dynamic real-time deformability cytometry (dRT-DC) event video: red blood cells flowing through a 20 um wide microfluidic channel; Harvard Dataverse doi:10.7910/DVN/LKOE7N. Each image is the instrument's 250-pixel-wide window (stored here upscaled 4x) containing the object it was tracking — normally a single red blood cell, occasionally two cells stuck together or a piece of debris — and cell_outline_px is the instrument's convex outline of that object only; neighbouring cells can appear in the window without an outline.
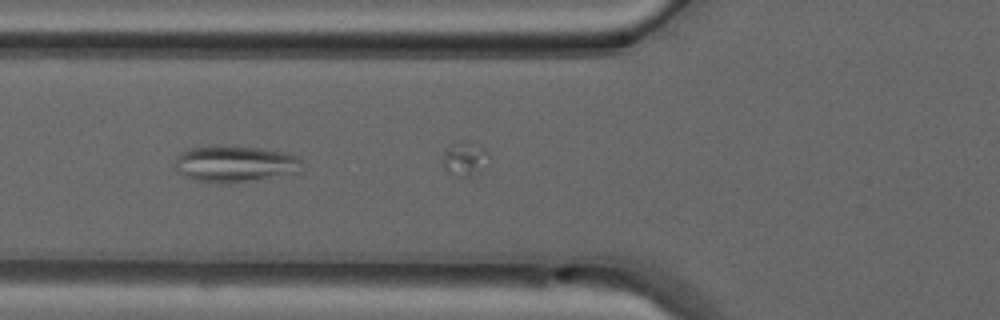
{"species": "common noctule bat (a hibernating species)", "species_latin": "Nyctalus noctula", "temperature_condition": "warm", "stored_images_in_passage": 3, "camera_frame_rate_fps": 3000, "um_per_image_px": 0.085, "animal": {"sex": "male", "forearm_length_mm": 52.5}, "frame": {"image": 1, "passage_image": 2, "time_ms": 0.333, "image_size_px": [1000, 320], "cell_outline_px": [[300, 172], [228, 184], [220, 184], [196, 180], [184, 176], [176, 172], [176, 156], [180, 152], [188, 148], [260, 148], [284, 152], [296, 156], [300, 160]], "centroid_in_image_um": [19.94, 13.97], "position_along_channel_um": 105.9, "area_um2": 26.24}}